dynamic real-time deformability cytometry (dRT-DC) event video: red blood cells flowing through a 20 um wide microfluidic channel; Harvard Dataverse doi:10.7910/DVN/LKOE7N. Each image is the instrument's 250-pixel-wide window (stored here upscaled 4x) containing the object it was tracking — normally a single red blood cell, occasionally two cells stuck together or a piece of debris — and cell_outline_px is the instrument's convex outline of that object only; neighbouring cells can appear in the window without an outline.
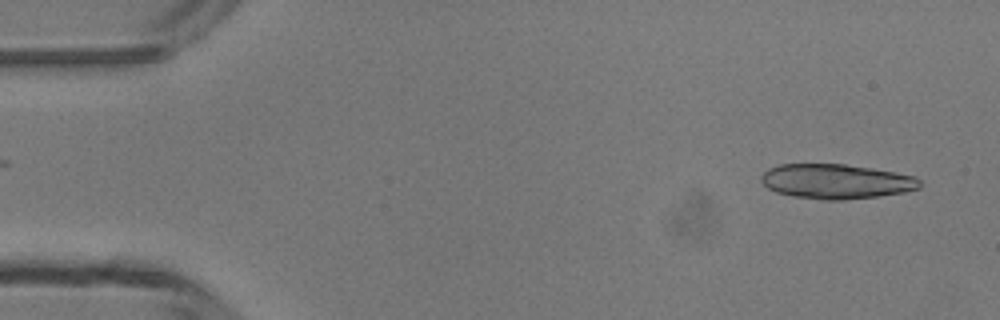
{"species": "common noctule bat (a hibernating species)", "species_latin": "Nyctalus noctula", "temperature_condition": "room temperature", "stored_images_in_passage": 2, "camera_frame_rate_fps": 3000, "um_per_image_px": 0.085, "animal": {"sex": "male", "body_mass_g": 13.3}, "frame": {"image": 1, "passage_image": 2, "time_ms": 1.333, "image_size_px": [1000, 320], "cell_outline_px": [[924, 184], [920, 188], [904, 192], [876, 196], [844, 200], [820, 200], [792, 196], [776, 192], [768, 188], [760, 180], [760, 176], [768, 168], [780, 164], [844, 164], [872, 168], [896, 172], [916, 176]], "centroid_in_image_um": [71.08, 15.42], "position_along_channel_um": 13.9, "area_um2": 32.37}}